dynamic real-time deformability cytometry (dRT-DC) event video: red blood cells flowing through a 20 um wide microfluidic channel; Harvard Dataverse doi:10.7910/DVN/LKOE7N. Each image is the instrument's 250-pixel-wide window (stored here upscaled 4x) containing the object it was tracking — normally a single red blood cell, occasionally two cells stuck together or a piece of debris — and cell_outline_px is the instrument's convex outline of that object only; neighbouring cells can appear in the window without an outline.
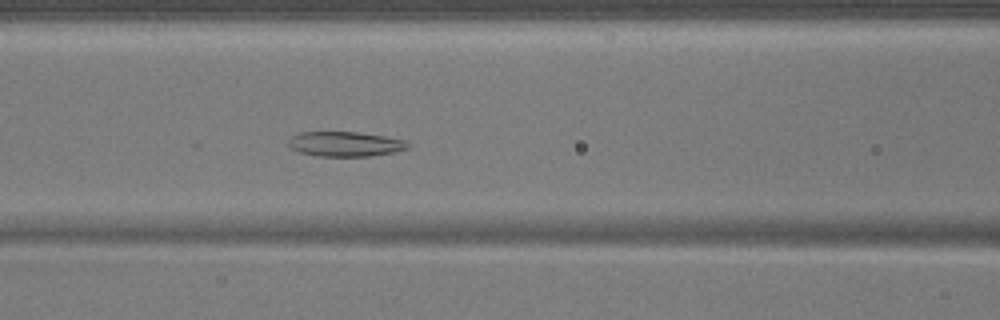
{"species": "common noctule bat (a hibernating species)", "species_latin": "Nyctalus noctula", "temperature_condition": "warm", "stored_images_in_passage": 41, "camera_frame_rate_fps": 3000, "um_per_image_px": 0.085, "animal": {"sex": "male", "body_mass_g": 17.9}, "frame": {"image": 1, "passage_image": 22, "time_ms": 7.0, "image_size_px": [1000, 320], "cell_outline_px": [[412, 144], [408, 148], [396, 152], [368, 156], [316, 156], [300, 152], [292, 148], [288, 144], [288, 140], [292, 136], [300, 132], [356, 132], [384, 136], [408, 140]], "centroid_in_image_um": [29.39, 12.24], "position_along_channel_um": 137.2, "area_um2": 17.4}}
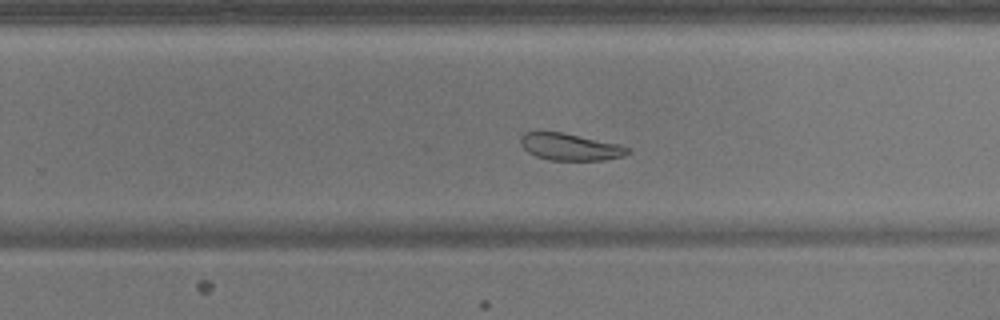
{"frame": {"image": 2, "passage_image": 33, "time_ms": 10.667, "image_size_px": [1000, 320], "cell_outline_px": [[632, 152], [624, 156], [604, 160], [548, 160], [536, 156], [528, 152], [520, 144], [520, 136], [524, 132], [564, 132], [620, 144], [632, 148]], "centroid_in_image_um": [48.51, 12.48], "position_along_channel_um": 281.3, "area_um2": 17.11}}
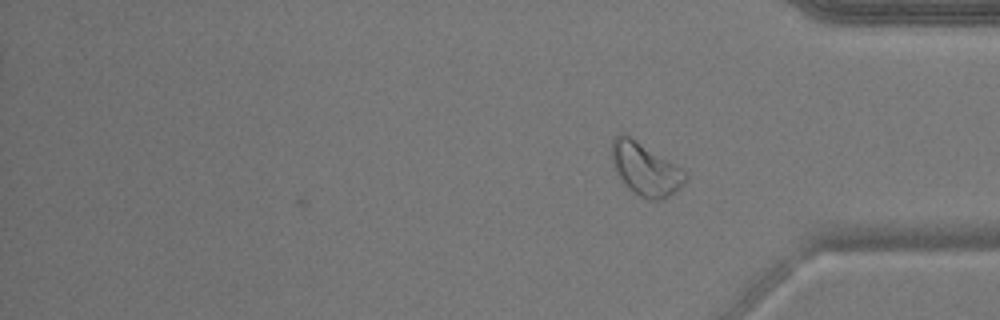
{"frame": {"image": 3, "passage_image": 41, "time_ms": 13.333, "image_size_px": [1000, 320], "cell_outline_px": [[688, 180], [680, 188], [664, 200], [648, 200], [640, 196], [628, 188], [620, 180], [612, 164], [612, 140], [620, 132], [624, 132], [684, 168], [688, 172]], "centroid_in_image_um": [54.9, 14.37], "position_along_channel_um": 380.3, "area_um2": 23.24}}